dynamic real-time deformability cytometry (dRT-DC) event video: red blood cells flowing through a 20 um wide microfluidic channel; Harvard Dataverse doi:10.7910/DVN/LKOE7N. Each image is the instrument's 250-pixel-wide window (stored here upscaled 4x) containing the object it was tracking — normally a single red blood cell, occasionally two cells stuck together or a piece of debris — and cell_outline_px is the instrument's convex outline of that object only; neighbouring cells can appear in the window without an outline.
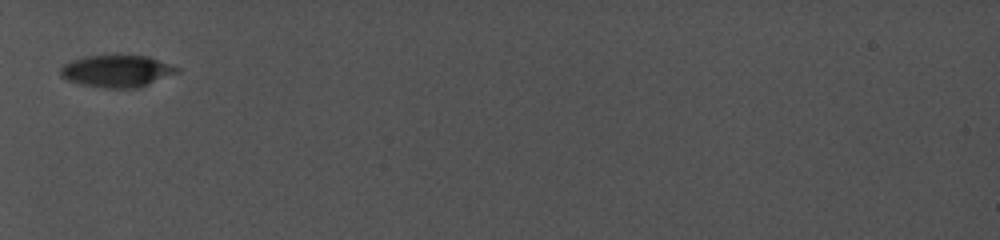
{"species": "common noctule bat (a hibernating species)", "species_latin": "Nyctalus noctula", "temperature_condition": "cold", "stored_images_in_passage": 5, "camera_frame_rate_fps": 5000, "um_per_image_px": 0.085, "animal": {"sex": "female", "body_mass_g": 19.0, "forearm_length_mm": 56.7}, "frame": {"image": 1, "passage_image": 1, "time_ms": 0.0, "image_size_px": [1000, 240], "cell_outline_px": [[180, 72], [148, 84], [136, 88], [104, 88], [84, 84], [68, 80], [60, 76], [60, 68], [64, 64], [72, 60], [84, 56], [148, 56], [160, 60], [180, 68]], "centroid_in_image_um": [9.95, 6.04], "position_along_channel_um": 75.1, "area_um2": 21.56}}